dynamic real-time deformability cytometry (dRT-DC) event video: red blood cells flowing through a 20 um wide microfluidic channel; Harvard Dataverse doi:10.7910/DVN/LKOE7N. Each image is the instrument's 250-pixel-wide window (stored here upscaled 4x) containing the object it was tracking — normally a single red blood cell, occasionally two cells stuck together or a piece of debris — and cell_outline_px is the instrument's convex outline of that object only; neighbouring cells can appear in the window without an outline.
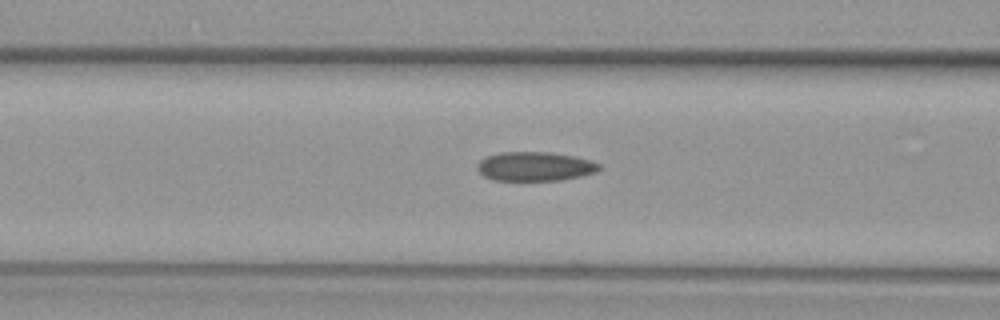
{"species": "common noctule bat (a hibernating species)", "species_latin": "Nyctalus noctula", "temperature_condition": "warm", "stored_images_in_passage": 34, "camera_frame_rate_fps": 3000, "um_per_image_px": 0.085, "animal": {"sex": "female", "body_mass_g": 29.2, "forearm_length_mm": 56.3}, "frame": {"image": 1, "passage_image": 15, "time_ms": 4.667, "image_size_px": [1000, 320], "cell_outline_px": [[600, 168], [596, 172], [580, 176], [560, 180], [492, 180], [484, 176], [476, 168], [480, 160], [488, 156], [500, 152], [552, 152], [576, 156], [600, 164]], "centroid_in_image_um": [45.46, 14.14], "position_along_channel_um": 121.1, "area_um2": 20.63}}